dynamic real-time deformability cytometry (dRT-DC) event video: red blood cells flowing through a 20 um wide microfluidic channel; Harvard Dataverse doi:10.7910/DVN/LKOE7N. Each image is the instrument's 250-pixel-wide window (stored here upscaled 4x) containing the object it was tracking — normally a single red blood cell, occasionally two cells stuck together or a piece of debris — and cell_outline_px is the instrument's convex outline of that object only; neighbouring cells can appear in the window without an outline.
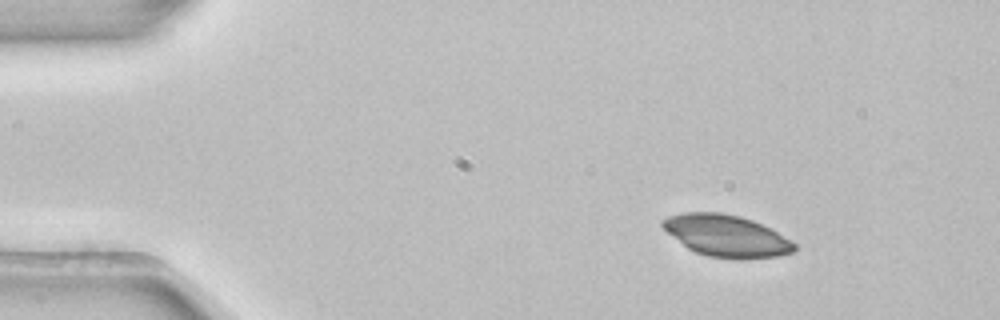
{"species": "common noctule bat (a hibernating species)", "species_latin": "Nyctalus noctula", "temperature_condition": "room temperature", "stored_images_in_passage": 47, "camera_frame_rate_fps": 3000, "um_per_image_px": 0.085, "animal": {"sex": "female", "body_mass_g": 22.7, "forearm_length_mm": 54.2}, "frame": {"image": 1, "passage_image": 1, "time_ms": 0.0, "image_size_px": [1000, 320], "cell_outline_px": [[796, 252], [776, 256], [740, 260], [736, 260], [708, 256], [696, 252], [688, 248], [668, 232], [660, 224], [660, 220], [668, 216], [684, 212], [720, 212], [740, 216], [752, 220], [792, 240], [796, 244]], "centroid_in_image_um": [61.76, 20.05], "position_along_channel_um": 23.2, "area_um2": 32.08}}